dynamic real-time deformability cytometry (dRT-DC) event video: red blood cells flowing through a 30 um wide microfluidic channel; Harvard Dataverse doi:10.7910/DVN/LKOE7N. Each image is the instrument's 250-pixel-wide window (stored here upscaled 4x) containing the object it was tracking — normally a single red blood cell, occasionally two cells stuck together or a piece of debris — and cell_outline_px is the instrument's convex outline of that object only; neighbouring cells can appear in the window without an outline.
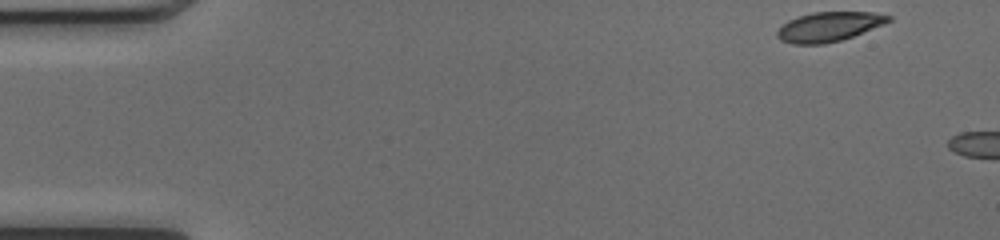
{"species": "common noctule bat (a hibernating species)", "species_latin": "Nyctalus noctula", "temperature_condition": "cold", "stored_images_in_passage": 4, "camera_frame_rate_fps": 3000, "um_per_image_px": 0.085, "animal": {"sex": "female", "body_mass_g": 17.0, "forearm_length_mm": 48.0}, "frame": {"image": 1, "passage_image": 1, "time_ms": 0.0, "image_size_px": [1000, 240], "cell_outline_px": [[892, 20], [884, 24], [852, 36], [840, 40], [824, 44], [792, 44], [780, 40], [776, 36], [776, 32], [788, 20], [812, 12], [872, 12], [892, 16]], "centroid_in_image_um": [70.45, 2.27], "position_along_channel_um": 14.6, "area_um2": 19.02}}